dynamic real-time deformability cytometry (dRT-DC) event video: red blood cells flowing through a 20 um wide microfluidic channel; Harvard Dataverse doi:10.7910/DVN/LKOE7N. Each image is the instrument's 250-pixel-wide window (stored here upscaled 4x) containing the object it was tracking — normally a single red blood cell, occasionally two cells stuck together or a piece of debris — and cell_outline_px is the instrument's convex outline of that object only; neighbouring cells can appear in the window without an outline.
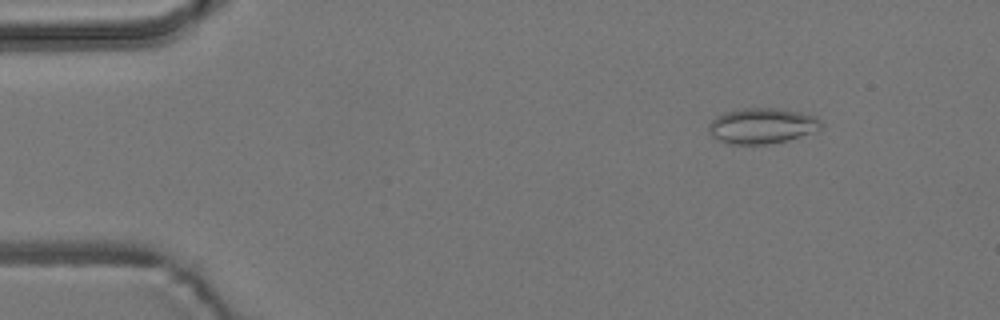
{"species": "common noctule bat (a hibernating species)", "species_latin": "Nyctalus noctula", "temperature_condition": "room temperature", "stored_images_in_passage": 55, "camera_frame_rate_fps": 3000, "um_per_image_px": 0.085, "animal": {"sex": "male", "body_mass_g": 19.2, "forearm_length_mm": 51.8}, "frame": {"image": 1, "passage_image": 7, "time_ms": 2.0, "image_size_px": [1000, 320], "cell_outline_px": [[824, 124], [816, 132], [788, 140], [764, 144], [732, 144], [720, 140], [712, 136], [708, 132], [708, 124], [716, 116], [724, 112], [744, 108], [772, 108], [800, 112], [816, 116]], "centroid_in_image_um": [64.78, 10.69], "position_along_channel_um": 20.2, "area_um2": 23.35}}
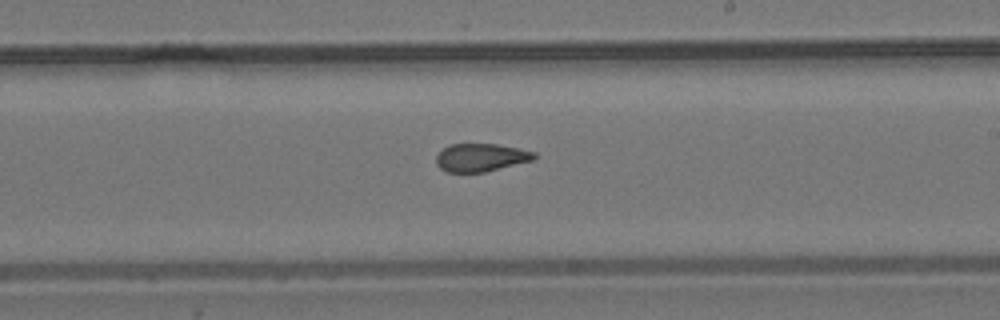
{"frame": {"image": 2, "passage_image": 32, "time_ms": 10.333, "image_size_px": [1000, 320], "cell_outline_px": [[536, 156], [532, 160], [484, 172], [448, 172], [440, 168], [436, 164], [436, 156], [448, 144], [496, 144], [536, 152]], "centroid_in_image_um": [40.84, 13.38], "position_along_channel_um": 248.2, "area_um2": 15.78}}
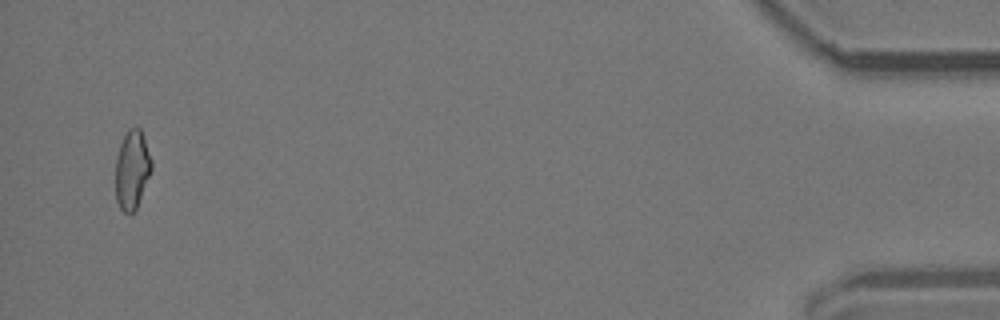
{"frame": {"image": 3, "passage_image": 53, "time_ms": 17.333, "image_size_px": [1000, 320], "cell_outline_px": [[152, 168], [136, 208], [132, 212], [124, 212], [120, 208], [116, 200], [116, 156], [120, 144], [128, 128], [140, 128], [152, 160]], "centroid_in_image_um": [11.22, 14.4], "position_along_channel_um": 424.0, "area_um2": 16.24}, "authors_computed_cell_mechanics": {"area_um2": 17.1666, "velocity_mm_per_s": 3.7755, "shape_relaxation_time_tau1_ms": null, "shape_relaxation_time_tau2_ms": 1.7939, "deformation_change_tau1": null, "deformation_change_tau2": 0.0729}}